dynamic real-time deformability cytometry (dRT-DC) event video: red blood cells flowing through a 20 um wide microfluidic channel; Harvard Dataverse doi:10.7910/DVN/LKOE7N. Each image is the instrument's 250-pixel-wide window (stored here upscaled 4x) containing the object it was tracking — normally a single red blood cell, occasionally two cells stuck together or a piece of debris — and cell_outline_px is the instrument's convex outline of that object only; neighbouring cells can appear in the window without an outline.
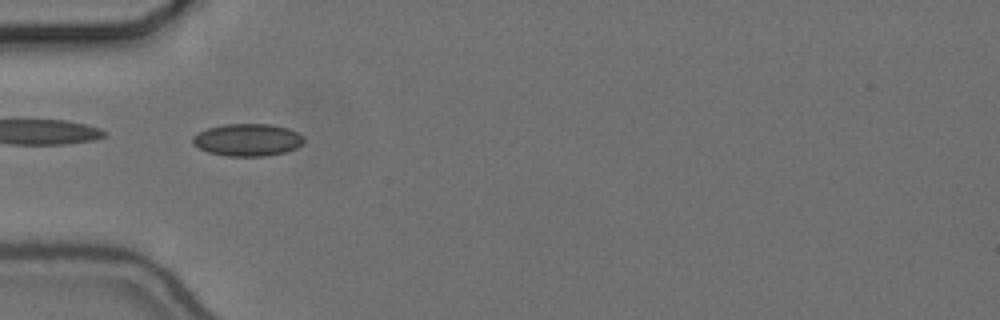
{"species": "common noctule bat (a hibernating species)", "species_latin": "Nyctalus noctula", "temperature_condition": "cold", "stored_images_in_passage": 39, "camera_frame_rate_fps": 3000, "um_per_image_px": 0.085, "animal": {"sex": "female", "body_mass_g": 24.6, "forearm_length_mm": 56.2}, "frame": {"image": 1, "passage_image": 1, "time_ms": 0.0, "image_size_px": [1000, 320], "cell_outline_px": [[304, 144], [296, 148], [284, 152], [264, 156], [228, 156], [208, 152], [192, 144], [192, 136], [196, 132], [208, 128], [224, 124], [272, 124], [288, 128], [304, 136]], "centroid_in_image_um": [21.03, 11.88], "position_along_channel_um": 64.0, "area_um2": 21.1}}
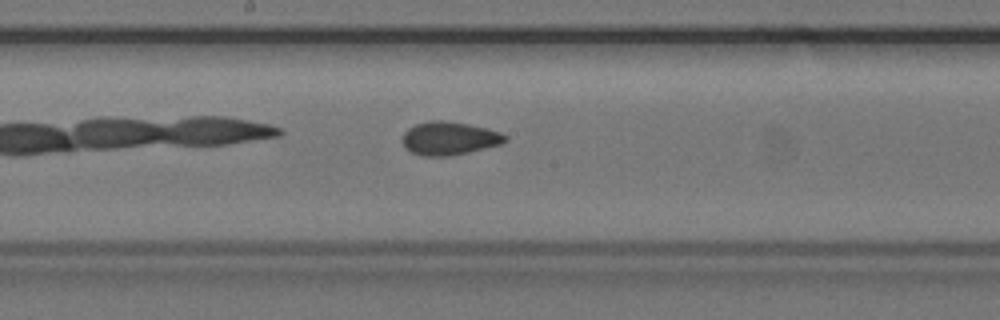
{"frame": {"image": 2, "passage_image": 13, "time_ms": 4.0, "image_size_px": [1000, 320], "cell_outline_px": [[508, 140], [500, 144], [468, 152], [448, 156], [420, 156], [404, 148], [404, 132], [408, 128], [416, 124], [432, 120], [444, 120], [468, 124], [488, 128], [500, 132], [508, 136]], "centroid_in_image_um": [38.2, 11.75], "position_along_channel_um": 210.0, "area_um2": 19.88}}
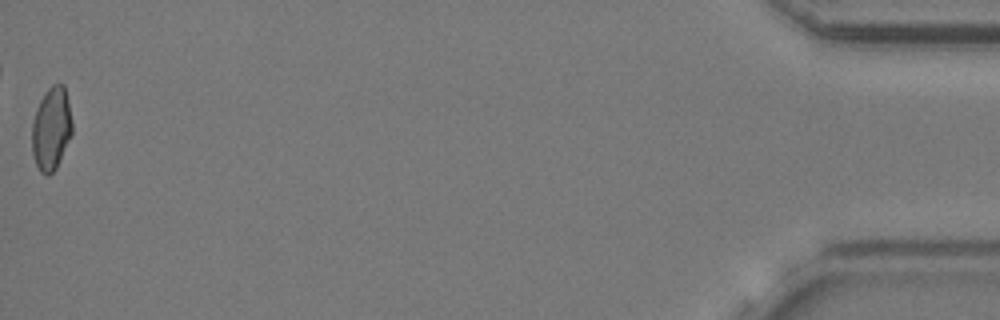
{"frame": {"image": 3, "passage_image": 39, "time_ms": 12.667, "image_size_px": [1000, 320], "cell_outline_px": [[72, 132], [56, 168], [48, 176], [44, 176], [40, 172], [36, 164], [32, 152], [32, 120], [36, 108], [40, 100], [48, 88], [52, 84], [64, 84], [68, 100], [72, 120]], "centroid_in_image_um": [4.35, 10.93], "position_along_channel_um": 430.9, "area_um2": 19.48}, "authors_computed_cell_mechanics": {"area_um2": 19.5942, "velocity_mm_per_s": 3.6739, "shape_relaxation_time_tau1_ms": null, "shape_relaxation_time_tau2_ms": 1.3669, "deformation_change_tau1": null, "deformation_change_tau2": 0.0679}}